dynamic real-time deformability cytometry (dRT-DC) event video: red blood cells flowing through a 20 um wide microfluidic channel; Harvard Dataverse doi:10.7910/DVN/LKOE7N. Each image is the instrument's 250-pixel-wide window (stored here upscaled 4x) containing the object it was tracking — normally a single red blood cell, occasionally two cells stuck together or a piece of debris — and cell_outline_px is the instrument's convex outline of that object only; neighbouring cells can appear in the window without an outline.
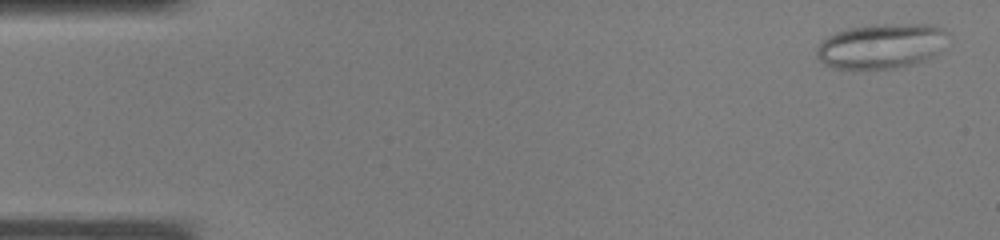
{"species": "common noctule bat (a hibernating species)", "species_latin": "Nyctalus noctula", "temperature_condition": "warm", "stored_images_in_passage": 36, "camera_frame_rate_fps": 3000, "um_per_image_px": 0.085, "animal": {"sex": "male", "body_mass_g": 19.0, "forearm_length_mm": 50.8}, "frame": {"image": 1, "passage_image": 1, "time_ms": 0.0, "image_size_px": [1000, 240], "cell_outline_px": [[952, 32], [936, 52], [932, 56], [924, 60], [912, 64], [896, 68], [832, 68], [824, 64], [816, 56], [816, 48], [828, 36], [836, 32], [848, 28], [880, 24], [932, 24]], "centroid_in_image_um": [74.92, 3.9], "position_along_channel_um": 10.1, "area_um2": 34.22}}
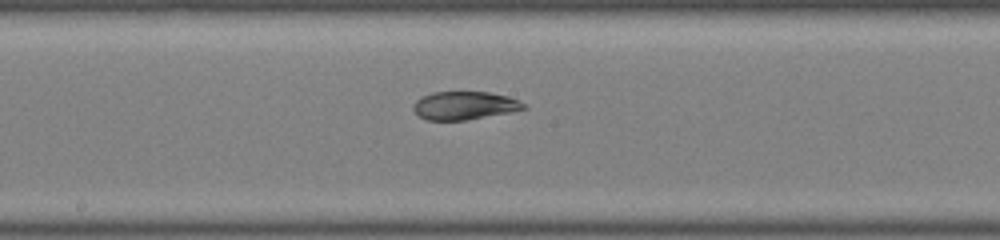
{"frame": {"image": 2, "passage_image": 19, "time_ms": 6.0, "image_size_px": [1000, 240], "cell_outline_px": [[528, 108], [508, 112], [464, 120], [428, 120], [420, 116], [412, 108], [412, 104], [420, 96], [432, 92], [488, 92], [508, 96], [520, 100]], "centroid_in_image_um": [39.45, 8.95], "position_along_channel_um": 208.7, "area_um2": 18.03}}
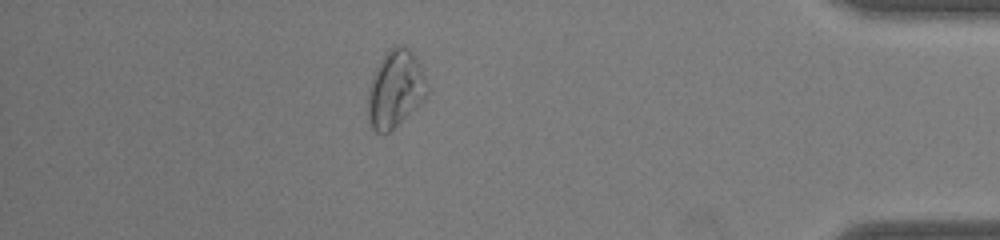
{"frame": {"image": 3, "passage_image": 32, "time_ms": 10.333, "image_size_px": [1000, 240], "cell_outline_px": [[428, 88], [420, 104], [388, 132], [376, 132], [372, 128], [368, 120], [368, 88], [372, 76], [376, 68], [388, 48], [396, 44], [408, 48], [416, 56], [420, 64], [428, 84]], "centroid_in_image_um": [33.59, 7.53], "position_along_channel_um": 401.6, "area_um2": 26.47}}